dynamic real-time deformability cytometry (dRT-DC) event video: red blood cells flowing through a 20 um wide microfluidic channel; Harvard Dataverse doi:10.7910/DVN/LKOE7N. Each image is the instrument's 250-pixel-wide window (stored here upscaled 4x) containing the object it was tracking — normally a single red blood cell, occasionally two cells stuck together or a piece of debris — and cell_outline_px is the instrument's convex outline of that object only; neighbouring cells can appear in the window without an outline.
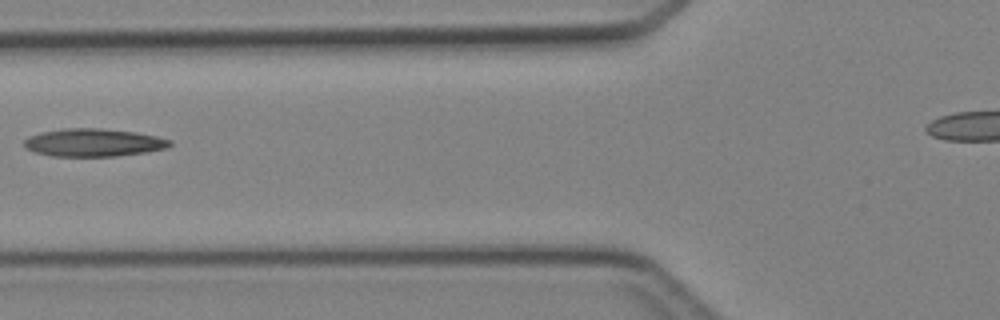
{"species": "Egyptian fruit bat (a non-hibernating species)", "species_latin": "Rousettus aegyptiacus", "temperature_condition": "cold", "stored_images_in_passage": 5, "camera_frame_rate_fps": 3000, "um_per_image_px": 0.085, "animal": {"sex": "female"}, "frame": {"image": 1, "passage_image": 5, "time_ms": 5.333, "image_size_px": [1000, 320], "cell_outline_px": [[172, 144], [168, 148], [144, 152], [116, 156], [52, 156], [36, 152], [28, 148], [24, 144], [24, 140], [28, 136], [40, 132], [64, 128], [100, 128], [136, 132], [156, 136], [172, 140]], "centroid_in_image_um": [7.96, 12.11], "position_along_channel_um": 117.8, "area_um2": 23.64}}